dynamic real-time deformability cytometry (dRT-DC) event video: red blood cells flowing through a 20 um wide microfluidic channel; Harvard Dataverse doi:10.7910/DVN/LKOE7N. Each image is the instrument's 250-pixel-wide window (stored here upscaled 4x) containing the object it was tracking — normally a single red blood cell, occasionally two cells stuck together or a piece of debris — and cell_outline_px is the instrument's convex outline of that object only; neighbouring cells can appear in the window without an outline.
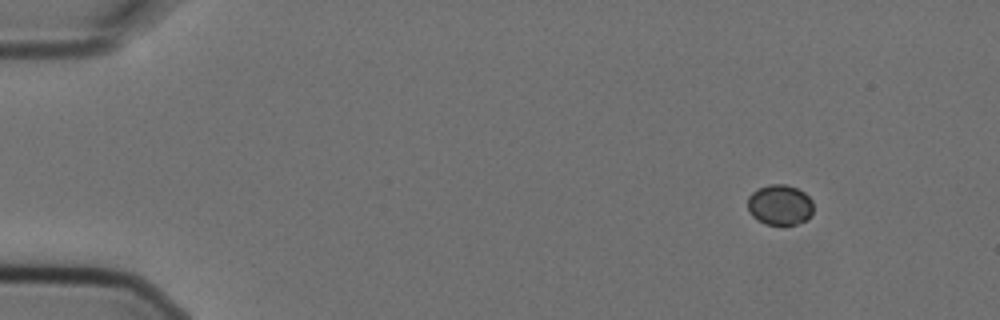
{"species": "Egyptian fruit bat (a non-hibernating species)", "species_latin": "Rousettus aegyptiacus", "temperature_condition": "cold", "stored_images_in_passage": 5, "segment_of_instrument_passage": [2, 2], "camera_frame_rate_fps": 3000, "um_per_image_px": 0.085, "animal": {"sex": "female"}, "frame": {"image": 1, "passage_image": 5, "time_ms": 1.333, "image_size_px": [1000, 320], "cell_outline_px": [[812, 212], [804, 220], [796, 224], [764, 224], [756, 220], [748, 212], [748, 196], [752, 192], [768, 184], [784, 184], [796, 188], [804, 192], [812, 200]], "centroid_in_image_um": [66.25, 17.41], "position_along_channel_um": 18.8, "area_um2": 15.37}}